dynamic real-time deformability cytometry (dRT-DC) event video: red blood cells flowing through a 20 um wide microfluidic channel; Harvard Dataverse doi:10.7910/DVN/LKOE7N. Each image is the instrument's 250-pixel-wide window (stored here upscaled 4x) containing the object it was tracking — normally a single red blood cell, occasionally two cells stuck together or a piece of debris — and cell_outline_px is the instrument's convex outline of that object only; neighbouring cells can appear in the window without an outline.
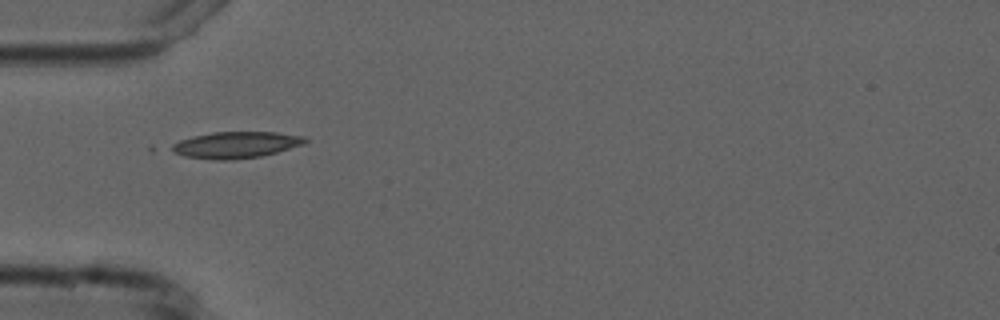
{"species": "common noctule bat (a hibernating species)", "species_latin": "Nyctalus noctula", "temperature_condition": "cold", "stored_images_in_passage": 2, "camera_frame_rate_fps": 3000, "um_per_image_px": 0.085, "animal": {"sex": "male", "forearm_length_mm": 52.5}, "frame": {"image": 1, "passage_image": 1, "time_ms": 0.0, "image_size_px": [1000, 320], "cell_outline_px": [[308, 140], [304, 144], [276, 152], [260, 156], [232, 160], [216, 160], [184, 156], [168, 148], [172, 144], [180, 140], [192, 136], [212, 132], [276, 132], [304, 136]], "centroid_in_image_um": [20.04, 12.31], "position_along_channel_um": 65.0, "area_um2": 20.52}}
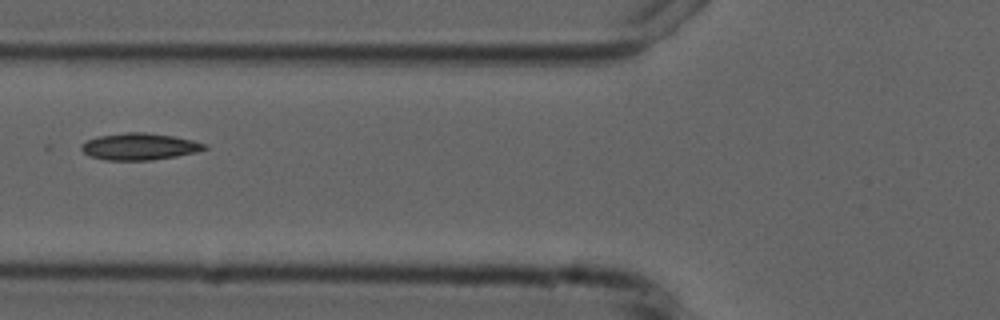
{"frame": {"image": 2, "passage_image": 2, "time_ms": 1.333, "image_size_px": [1000, 320], "cell_outline_px": [[208, 148], [196, 152], [176, 156], [152, 160], [104, 160], [88, 156], [80, 148], [80, 144], [88, 140], [100, 136], [124, 132], [144, 132], [172, 136], [192, 140], [208, 144]], "centroid_in_image_um": [11.84, 12.46], "position_along_channel_um": 114.0, "area_um2": 19.25}}